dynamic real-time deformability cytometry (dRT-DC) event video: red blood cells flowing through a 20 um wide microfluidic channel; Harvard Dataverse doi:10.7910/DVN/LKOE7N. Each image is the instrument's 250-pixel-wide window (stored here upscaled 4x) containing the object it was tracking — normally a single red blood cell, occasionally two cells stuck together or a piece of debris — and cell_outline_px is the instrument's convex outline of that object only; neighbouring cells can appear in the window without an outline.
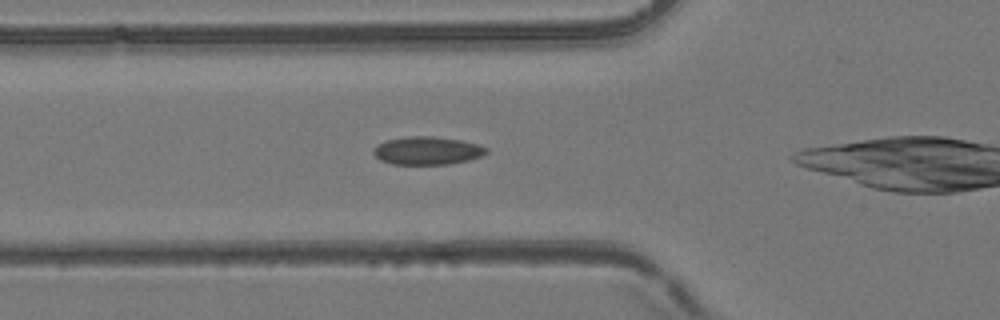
{"species": "common noctule bat (a hibernating species)", "species_latin": "Nyctalus noctula", "temperature_condition": "room temperature", "stored_images_in_passage": 3, "camera_frame_rate_fps": 3000, "um_per_image_px": 0.085, "animal": {"sex": "female", "body_mass_g": 24.6, "forearm_length_mm": 56.2}, "frame": {"image": 1, "passage_image": 2, "time_ms": 0.333, "image_size_px": [1000, 320], "cell_outline_px": [[488, 152], [480, 156], [468, 160], [448, 164], [392, 164], [380, 160], [372, 152], [380, 144], [388, 140], [408, 136], [432, 136], [460, 140], [476, 144], [488, 148]], "centroid_in_image_um": [36.33, 12.81], "position_along_channel_um": 89.5, "area_um2": 18.15}}